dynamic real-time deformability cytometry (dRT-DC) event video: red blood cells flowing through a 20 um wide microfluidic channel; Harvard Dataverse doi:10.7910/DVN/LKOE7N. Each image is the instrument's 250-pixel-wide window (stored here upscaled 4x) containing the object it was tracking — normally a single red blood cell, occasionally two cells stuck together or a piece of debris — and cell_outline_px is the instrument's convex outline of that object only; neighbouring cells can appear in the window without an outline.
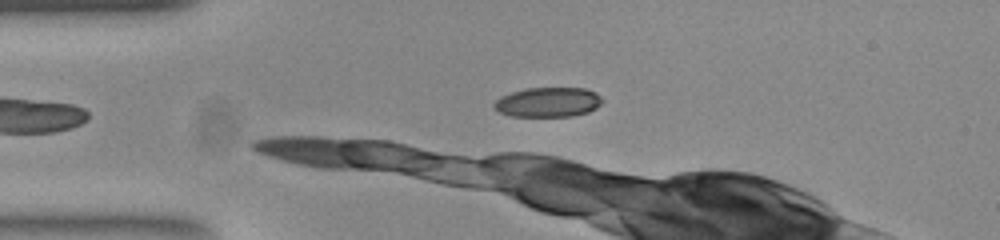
{"species": "common noctule bat (a hibernating species)", "species_latin": "Nyctalus noctula", "temperature_condition": "room temperature", "stored_images_in_passage": 2, "camera_frame_rate_fps": 3000, "um_per_image_px": 0.085, "animal": {"sex": "female", "body_mass_g": 23.0, "forearm_length_mm": 53.4}, "frame": {"image": 1, "passage_image": 1, "time_ms": 0.0, "image_size_px": [1000, 240], "cell_outline_px": [[604, 100], [596, 108], [588, 112], [572, 116], [512, 116], [500, 112], [492, 108], [492, 104], [500, 96], [512, 92], [528, 88], [584, 88], [596, 92]], "centroid_in_image_um": [46.58, 8.68], "position_along_channel_um": 38.4, "area_um2": 18.79}}